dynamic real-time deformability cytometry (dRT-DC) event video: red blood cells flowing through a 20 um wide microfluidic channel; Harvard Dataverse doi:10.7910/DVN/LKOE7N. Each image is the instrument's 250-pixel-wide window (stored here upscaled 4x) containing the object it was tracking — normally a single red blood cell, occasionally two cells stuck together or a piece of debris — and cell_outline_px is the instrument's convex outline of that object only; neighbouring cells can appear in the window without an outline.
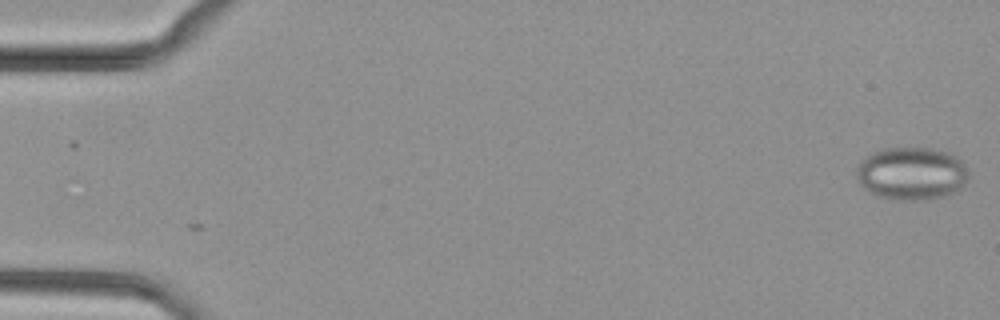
{"species": "common noctule bat (a hibernating species)", "species_latin": "Nyctalus noctula", "temperature_condition": "cold", "stored_images_in_passage": 2, "camera_frame_rate_fps": 3000, "um_per_image_px": 0.085, "animal": {"sex": "female", "body_mass_g": 29.2, "forearm_length_mm": 56.3}, "frame": {"image": 1, "passage_image": 1, "time_ms": 0.0, "image_size_px": [1000, 320], "cell_outline_px": [[968, 176], [964, 184], [960, 188], [944, 196], [928, 200], [900, 200], [880, 196], [864, 188], [860, 184], [856, 176], [856, 168], [860, 160], [872, 152], [880, 148], [928, 148], [948, 152], [956, 156], [964, 164], [968, 172]], "centroid_in_image_um": [77.46, 14.73], "position_along_channel_um": 7.5, "area_um2": 34.56}}